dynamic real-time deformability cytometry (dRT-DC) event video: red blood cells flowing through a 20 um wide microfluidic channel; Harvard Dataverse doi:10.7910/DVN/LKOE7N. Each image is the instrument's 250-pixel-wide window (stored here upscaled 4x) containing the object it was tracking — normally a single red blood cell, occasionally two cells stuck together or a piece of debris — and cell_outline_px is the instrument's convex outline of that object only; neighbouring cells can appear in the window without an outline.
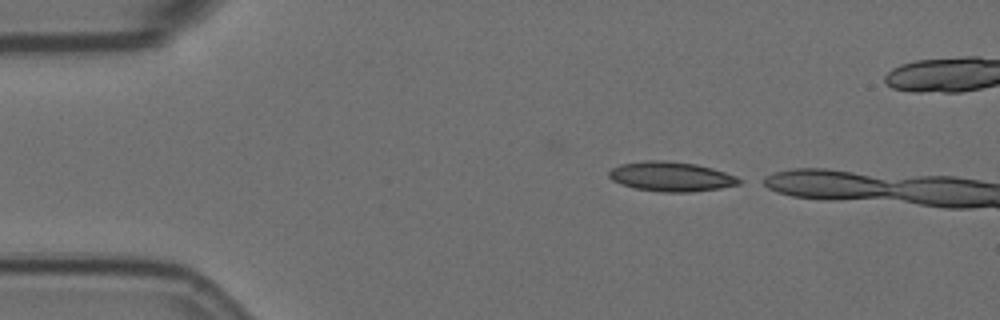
{"species": "Egyptian fruit bat (a non-hibernating species)", "species_latin": "Rousettus aegyptiacus", "temperature_condition": "room temperature", "stored_images_in_passage": 6, "camera_frame_rate_fps": 3000, "um_per_image_px": 0.085, "animal": {"sex": "female"}, "frame": {"image": 1, "passage_image": 1, "time_ms": 0.0, "image_size_px": [1000, 320], "cell_outline_px": [[744, 180], [740, 184], [720, 188], [692, 192], [660, 192], [636, 188], [620, 184], [612, 180], [608, 176], [608, 172], [612, 168], [620, 164], [644, 160], [664, 160], [696, 164], [712, 168], [736, 176]], "centroid_in_image_um": [57.04, 15.0], "position_along_channel_um": 28.0, "area_um2": 22.6}}